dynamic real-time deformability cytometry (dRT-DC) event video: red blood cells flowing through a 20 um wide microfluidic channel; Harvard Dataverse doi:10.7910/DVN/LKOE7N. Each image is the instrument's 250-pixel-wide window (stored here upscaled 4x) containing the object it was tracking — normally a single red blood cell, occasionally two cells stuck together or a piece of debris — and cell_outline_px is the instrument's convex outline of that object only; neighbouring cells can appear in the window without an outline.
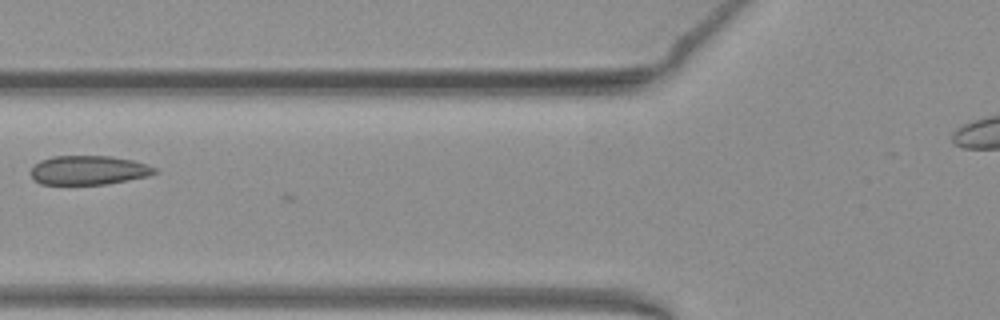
{"species": "common noctule bat (a hibernating species)", "species_latin": "Nyctalus noctula", "temperature_condition": "warm", "stored_images_in_passage": 16, "camera_frame_rate_fps": 3000, "um_per_image_px": 0.085, "animal": {"sex": "female", "body_mass_g": 19.3, "forearm_length_mm": 54.1}, "frame": {"image": 1, "passage_image": 15, "time_ms": 4.667, "image_size_px": [1000, 320], "cell_outline_px": [[160, 172], [148, 176], [108, 184], [40, 184], [32, 180], [32, 164], [40, 160], [52, 156], [112, 156], [132, 160], [148, 164], [156, 168]], "centroid_in_image_um": [7.54, 14.46], "position_along_channel_um": 118.3, "area_um2": 21.27}}